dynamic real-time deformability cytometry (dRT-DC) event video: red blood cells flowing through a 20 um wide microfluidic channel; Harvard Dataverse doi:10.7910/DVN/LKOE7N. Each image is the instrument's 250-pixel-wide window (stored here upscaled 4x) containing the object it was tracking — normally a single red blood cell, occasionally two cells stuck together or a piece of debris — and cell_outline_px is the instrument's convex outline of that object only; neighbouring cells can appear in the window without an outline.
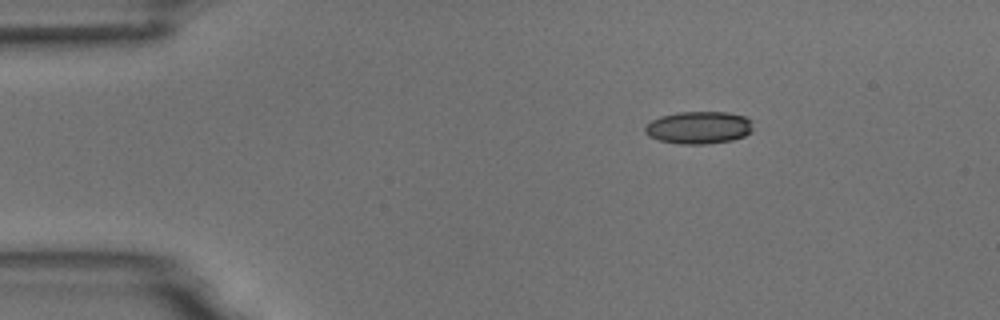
{"species": "common noctule bat (a hibernating species)", "species_latin": "Nyctalus noctula", "temperature_condition": "room temperature", "stored_images_in_passage": 3, "camera_frame_rate_fps": 3000, "um_per_image_px": 0.085, "animal": {"sex": "male", "body_mass_g": 18.8}, "frame": {"image": 1, "passage_image": 1, "time_ms": 0.0, "image_size_px": [1000, 320], "cell_outline_px": [[752, 132], [744, 136], [732, 140], [704, 144], [680, 144], [660, 140], [648, 136], [644, 132], [644, 128], [652, 120], [660, 116], [676, 112], [728, 112], [744, 116], [752, 120]], "centroid_in_image_um": [59.4, 10.84], "position_along_channel_um": 25.6, "area_um2": 20.52}}